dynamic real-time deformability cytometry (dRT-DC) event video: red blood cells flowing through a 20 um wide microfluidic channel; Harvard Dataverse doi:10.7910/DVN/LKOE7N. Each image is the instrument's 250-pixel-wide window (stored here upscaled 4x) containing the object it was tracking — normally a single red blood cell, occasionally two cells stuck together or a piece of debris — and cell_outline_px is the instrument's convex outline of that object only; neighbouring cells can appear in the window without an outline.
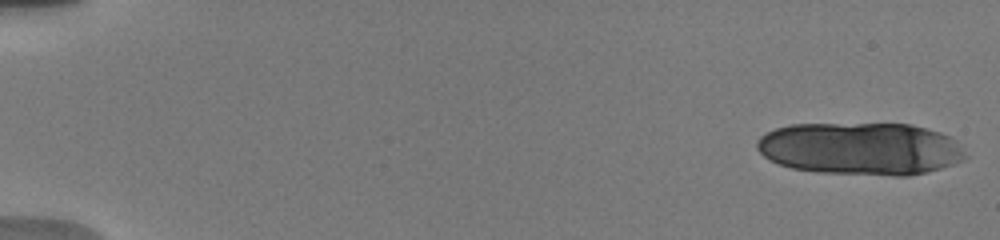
{"species": "human", "species_latin": "Homo sapiens", "temperature_condition": "warm", "stored_images_in_passage": 12, "camera_frame_rate_fps": 3000, "um_per_image_px": 0.085, "donor": {"sex": "male"}, "frame": {"image": 1, "passage_image": 1, "time_ms": 0.0, "image_size_px": [1000, 240], "cell_outline_px": [[968, 156], [964, 160], [928, 172], [908, 176], [892, 176], [816, 172], [792, 168], [780, 164], [764, 156], [756, 148], [756, 140], [760, 136], [776, 128], [792, 124], [912, 124], [940, 132], [952, 136], [956, 140]], "centroid_in_image_um": [73.18, 12.64], "position_along_channel_um": 11.8, "area_um2": 64.27}}